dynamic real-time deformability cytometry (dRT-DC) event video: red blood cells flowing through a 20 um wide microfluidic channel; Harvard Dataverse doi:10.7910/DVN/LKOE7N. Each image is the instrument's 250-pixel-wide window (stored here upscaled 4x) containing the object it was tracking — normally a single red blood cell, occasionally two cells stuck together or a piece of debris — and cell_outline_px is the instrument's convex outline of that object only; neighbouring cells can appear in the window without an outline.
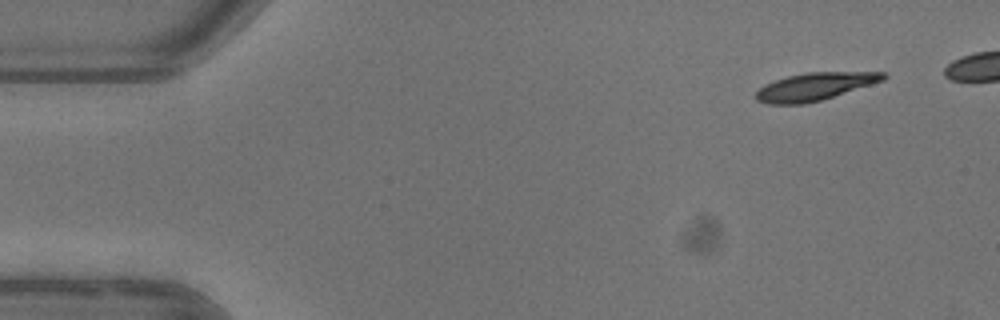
{"species": "common noctule bat (a hibernating species)", "species_latin": "Nyctalus noctula", "temperature_condition": "warm", "stored_images_in_passage": 6, "camera_frame_rate_fps": 3000, "um_per_image_px": 0.085, "animal": {"sex": "female"}, "frame": {"image": 1, "passage_image": 6, "time_ms": 6.0, "image_size_px": [1000, 320], "cell_outline_px": [[888, 76], [884, 80], [872, 84], [820, 100], [804, 104], [768, 104], [756, 100], [756, 92], [764, 84], [788, 76], [808, 72], [884, 72]], "centroid_in_image_um": [69.25, 7.35], "position_along_channel_um": 15.8, "area_um2": 20.29}}